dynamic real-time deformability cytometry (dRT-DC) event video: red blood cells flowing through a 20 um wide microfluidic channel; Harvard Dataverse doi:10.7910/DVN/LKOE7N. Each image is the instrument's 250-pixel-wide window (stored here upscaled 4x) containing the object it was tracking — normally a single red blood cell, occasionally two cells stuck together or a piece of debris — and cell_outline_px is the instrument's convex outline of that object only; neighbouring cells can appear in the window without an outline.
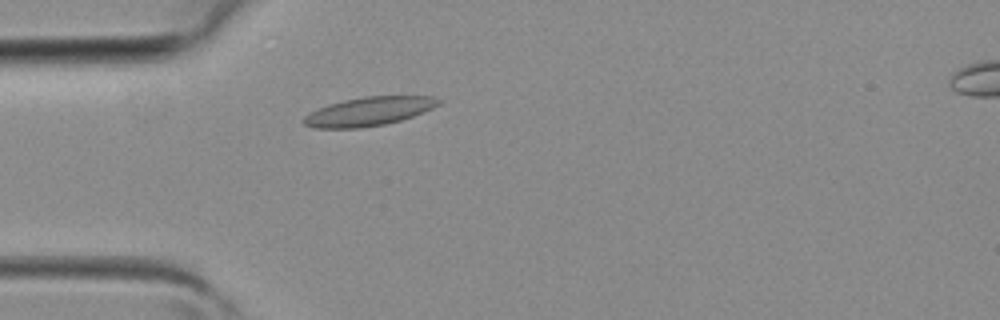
{"species": "common noctule bat (a hibernating species)", "species_latin": "Nyctalus noctula", "temperature_condition": "room temperature", "stored_images_in_passage": 3, "camera_frame_rate_fps": 3000, "um_per_image_px": 0.085, "animal": {"sex": "female", "body_mass_g": 19.3, "forearm_length_mm": 54.1}, "frame": {"image": 1, "passage_image": 2, "time_ms": 0.333, "image_size_px": [1000, 320], "cell_outline_px": [[444, 100], [440, 104], [432, 108], [412, 116], [400, 120], [384, 124], [360, 128], [316, 128], [304, 124], [300, 120], [308, 112], [328, 104], [344, 100], [364, 96], [432, 96]], "centroid_in_image_um": [31.32, 9.46], "position_along_channel_um": 53.7, "area_um2": 22.66}}